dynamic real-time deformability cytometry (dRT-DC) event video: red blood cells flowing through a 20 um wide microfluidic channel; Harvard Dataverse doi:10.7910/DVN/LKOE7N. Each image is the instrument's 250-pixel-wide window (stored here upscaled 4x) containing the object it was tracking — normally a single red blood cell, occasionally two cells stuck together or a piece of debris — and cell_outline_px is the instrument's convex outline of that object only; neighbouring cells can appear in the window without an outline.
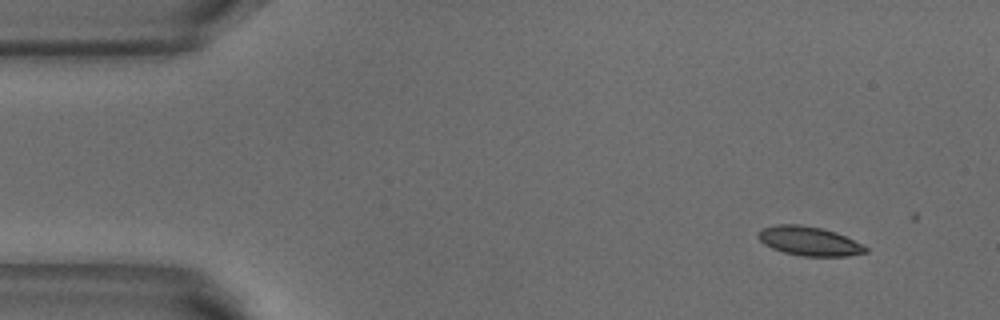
{"species": "common noctule bat (a hibernating species)", "species_latin": "Nyctalus noctula", "temperature_condition": "warm", "stored_images_in_passage": 4, "camera_frame_rate_fps": 3000, "um_per_image_px": 0.085, "animal": {"sex": "male", "body_mass_g": 18.8}, "frame": {"image": 1, "passage_image": 1, "time_ms": 0.0, "image_size_px": [1000, 320], "cell_outline_px": [[868, 252], [844, 256], [804, 256], [784, 252], [772, 248], [764, 244], [756, 236], [764, 228], [776, 224], [800, 224], [820, 228], [836, 232], [868, 248]], "centroid_in_image_um": [68.75, 20.49], "position_along_channel_um": 16.2, "area_um2": 17.92}}